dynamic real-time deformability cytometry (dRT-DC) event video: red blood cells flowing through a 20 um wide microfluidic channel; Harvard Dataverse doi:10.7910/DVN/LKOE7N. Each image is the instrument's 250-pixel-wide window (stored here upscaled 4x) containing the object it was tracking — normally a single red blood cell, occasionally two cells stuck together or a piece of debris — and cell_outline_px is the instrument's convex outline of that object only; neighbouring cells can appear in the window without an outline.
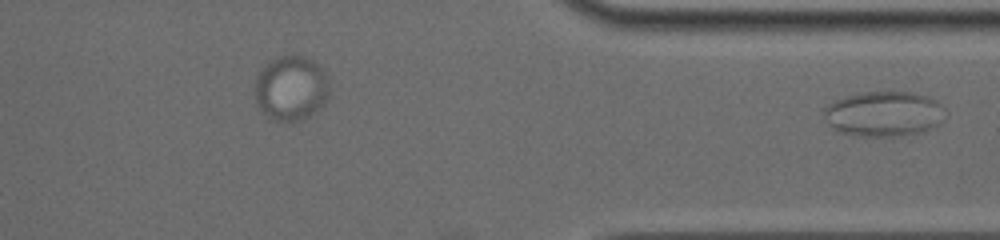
{"species": "common noctule bat (a hibernating species)", "species_latin": "Nyctalus noctula", "temperature_condition": "cold", "stored_images_in_passage": 41, "segment_of_instrument_passage": [2, 2], "camera_frame_rate_fps": 3000, "um_per_image_px": 0.085, "animal": {"sex": "male", "body_mass_g": 19.0, "forearm_length_mm": 50.8}, "frame": {"image": 1, "passage_image": 41, "time_ms": 13.333, "image_size_px": [1000, 240], "cell_outline_px": [[948, 112], [928, 128], [920, 132], [900, 136], [860, 136], [844, 132], [832, 128], [824, 116], [824, 108], [836, 100], [844, 96], [860, 92], [916, 92], [932, 100]], "centroid_in_image_um": [75.07, 9.66], "position_along_channel_um": 336.3, "area_um2": 31.21}}